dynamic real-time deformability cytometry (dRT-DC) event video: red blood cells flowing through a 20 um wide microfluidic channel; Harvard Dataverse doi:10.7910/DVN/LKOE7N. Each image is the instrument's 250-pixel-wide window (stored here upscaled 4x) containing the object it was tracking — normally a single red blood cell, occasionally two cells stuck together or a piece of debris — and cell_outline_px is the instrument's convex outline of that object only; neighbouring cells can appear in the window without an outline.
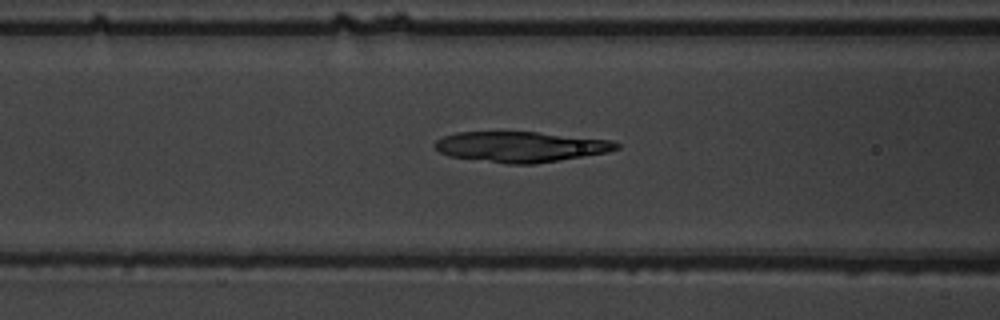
{"species": "common noctule bat (a hibernating species)", "species_latin": "Nyctalus noctula", "temperature_condition": "warm", "stored_images_in_passage": 54, "camera_frame_rate_fps": 3000, "um_per_image_px": 0.085, "animal": {"sex": "male", "body_mass_g": 19.5, "forearm_length_mm": 54.6}, "frame": {"image": 1, "passage_image": 23, "time_ms": 7.333, "image_size_px": [1000, 320], "cell_outline_px": [[620, 148], [608, 152], [532, 164], [508, 164], [448, 156], [440, 152], [432, 144], [436, 140], [444, 136], [456, 132], [536, 132], [612, 140], [620, 144]], "centroid_in_image_um": [44.24, 12.47], "position_along_channel_um": 122.4, "area_um2": 32.14}}
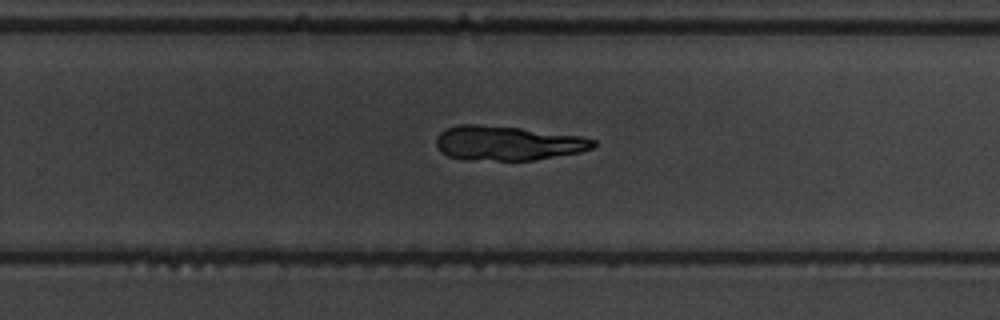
{"frame": {"image": 2, "passage_image": 36, "time_ms": 11.667, "image_size_px": [1000, 320], "cell_outline_px": [[596, 144], [592, 148], [580, 152], [536, 160], [464, 160], [448, 156], [436, 144], [436, 136], [444, 128], [456, 124], [476, 124], [520, 128], [580, 136], [596, 140]], "centroid_in_image_um": [43.12, 12.16], "position_along_channel_um": 286.7, "area_um2": 31.62}}
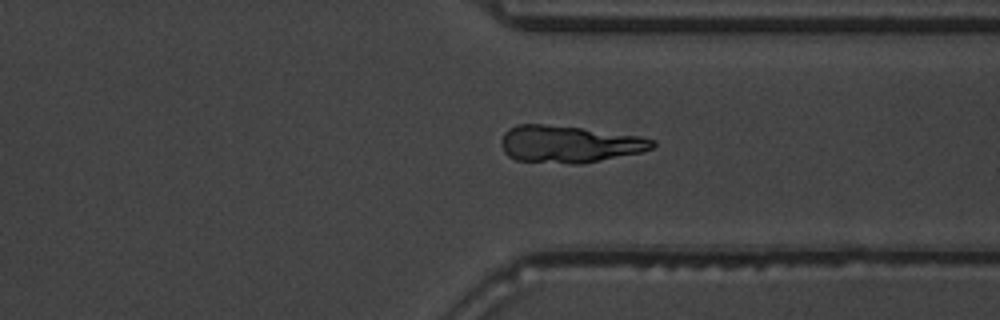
{"frame": {"image": 3, "passage_image": 42, "time_ms": 13.667, "image_size_px": [1000, 320], "cell_outline_px": [[656, 144], [652, 148], [640, 152], [580, 164], [568, 164], [516, 160], [508, 156], [504, 152], [500, 144], [500, 140], [504, 132], [508, 128], [516, 124], [544, 124], [580, 128], [640, 136], [656, 140]], "centroid_in_image_um": [48.32, 12.25], "position_along_channel_um": 363.1, "area_um2": 32.66}}